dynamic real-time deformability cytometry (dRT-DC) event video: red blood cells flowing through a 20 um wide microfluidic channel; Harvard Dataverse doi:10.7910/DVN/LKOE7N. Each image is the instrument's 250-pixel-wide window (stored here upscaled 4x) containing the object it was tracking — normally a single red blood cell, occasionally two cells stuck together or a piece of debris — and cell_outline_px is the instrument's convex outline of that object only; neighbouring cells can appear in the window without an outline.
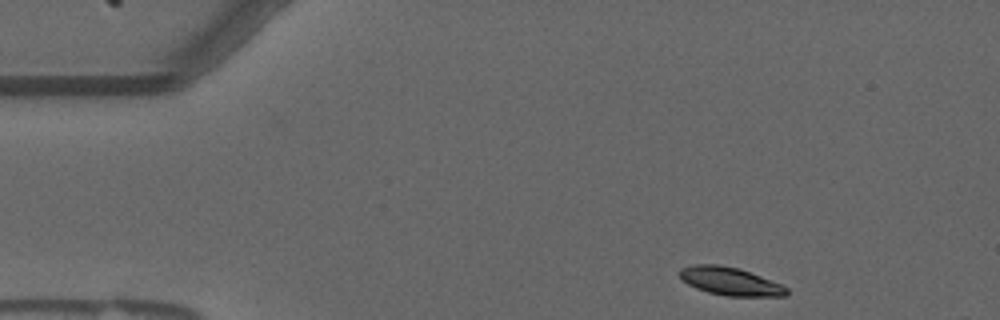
{"species": "common noctule bat (a hibernating species)", "species_latin": "Nyctalus noctula", "temperature_condition": "warm", "stored_images_in_passage": 7, "camera_frame_rate_fps": 3000, "um_per_image_px": 0.085, "animal": {"sex": "male", "forearm_length_mm": 52.5}, "frame": {"image": 1, "passage_image": 1, "time_ms": 0.0, "image_size_px": [1000, 320], "cell_outline_px": [[788, 296], [724, 296], [708, 292], [696, 288], [688, 284], [676, 272], [680, 268], [696, 264], [716, 264], [736, 268], [760, 276], [780, 284], [788, 288]], "centroid_in_image_um": [62.04, 23.92], "position_along_channel_um": 23.0, "area_um2": 17.34}}